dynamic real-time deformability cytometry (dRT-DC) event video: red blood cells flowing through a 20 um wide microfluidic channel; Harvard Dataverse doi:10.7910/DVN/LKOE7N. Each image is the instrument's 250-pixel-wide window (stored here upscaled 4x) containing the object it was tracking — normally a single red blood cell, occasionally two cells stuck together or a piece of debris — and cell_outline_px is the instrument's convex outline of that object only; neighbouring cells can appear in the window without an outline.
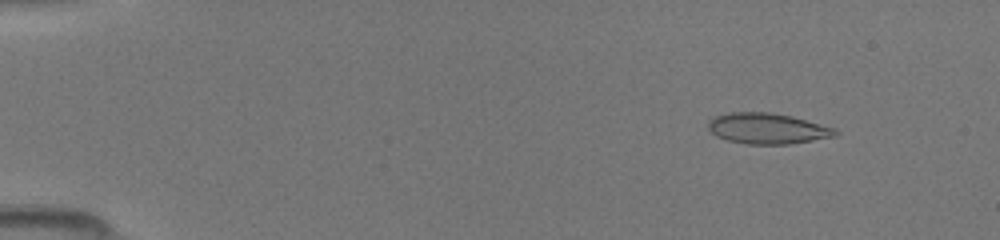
{"species": "common noctule bat (a hibernating species)", "species_latin": "Nyctalus noctula", "temperature_condition": "room temperature", "stored_images_in_passage": 37, "camera_frame_rate_fps": 3000, "um_per_image_px": 0.085, "animal": {"sex": "female", "body_mass_g": 19.5, "forearm_length_mm": 54.1}, "frame": {"image": 1, "passage_image": 6, "time_ms": 1.667, "image_size_px": [1000, 240], "cell_outline_px": [[840, 132], [836, 136], [788, 144], [744, 144], [728, 140], [716, 136], [708, 128], [708, 120], [716, 116], [728, 112], [772, 112], [792, 116], [836, 128]], "centroid_in_image_um": [65.24, 10.91], "position_along_channel_um": 19.8, "area_um2": 22.89}}
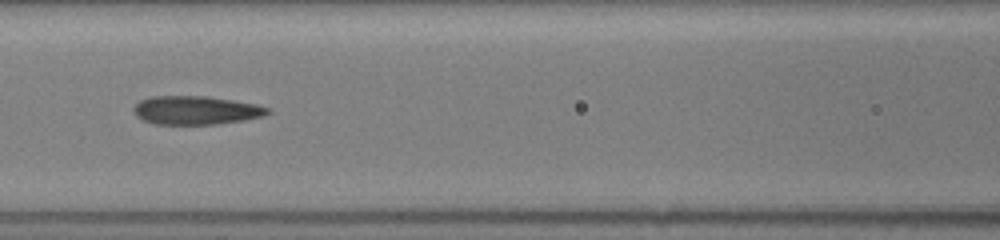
{"frame": {"image": 2, "passage_image": 23, "time_ms": 7.333, "image_size_px": [1000, 240], "cell_outline_px": [[272, 112], [264, 116], [244, 120], [216, 124], [156, 124], [140, 120], [132, 112], [132, 108], [140, 100], [152, 96], [208, 96], [256, 104], [268, 108]], "centroid_in_image_um": [16.62, 9.37], "position_along_channel_um": 150.0, "area_um2": 22.48}}
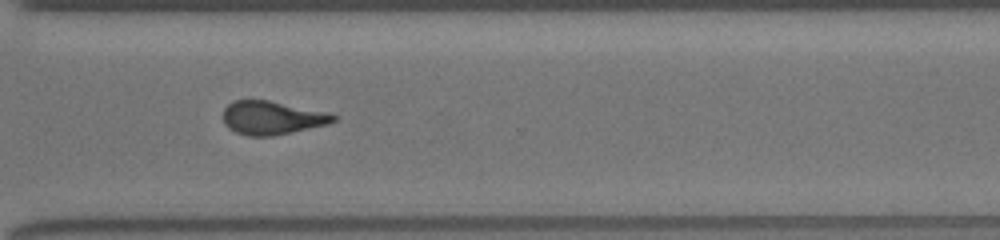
{"frame": {"image": 3, "passage_image": 37, "time_ms": 12.0, "image_size_px": [1000, 240], "cell_outline_px": [[340, 116], [336, 120], [328, 124], [272, 136], [248, 136], [236, 132], [228, 128], [224, 124], [224, 108], [232, 100], [268, 100], [328, 112]], "centroid_in_image_um": [23.13, 10.01], "position_along_channel_um": 347.5, "area_um2": 21.56}}